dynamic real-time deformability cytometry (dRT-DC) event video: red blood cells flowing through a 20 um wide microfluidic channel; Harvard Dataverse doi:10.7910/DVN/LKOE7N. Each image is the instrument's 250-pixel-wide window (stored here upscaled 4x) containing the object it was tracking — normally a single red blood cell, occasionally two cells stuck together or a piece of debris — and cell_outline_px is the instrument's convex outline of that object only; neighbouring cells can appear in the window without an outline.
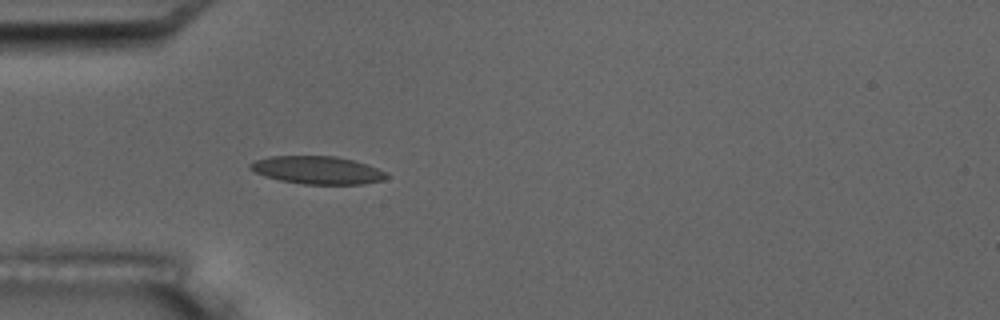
{"species": "common noctule bat (a hibernating species)", "species_latin": "Nyctalus noctula", "temperature_condition": "room temperature", "stored_images_in_passage": 5, "camera_frame_rate_fps": 3000, "um_per_image_px": 0.085, "animal": {"sex": "male", "body_mass_g": 17.5, "forearm_length_mm": 52.3}, "frame": {"image": 1, "passage_image": 5, "time_ms": 4.333, "image_size_px": [1000, 320], "cell_outline_px": [[388, 176], [384, 180], [364, 184], [304, 184], [280, 180], [264, 176], [248, 168], [248, 164], [256, 160], [272, 156], [336, 156], [352, 160], [376, 168], [384, 172]], "centroid_in_image_um": [26.95, 14.46], "position_along_channel_um": 58.1, "area_um2": 21.91}}